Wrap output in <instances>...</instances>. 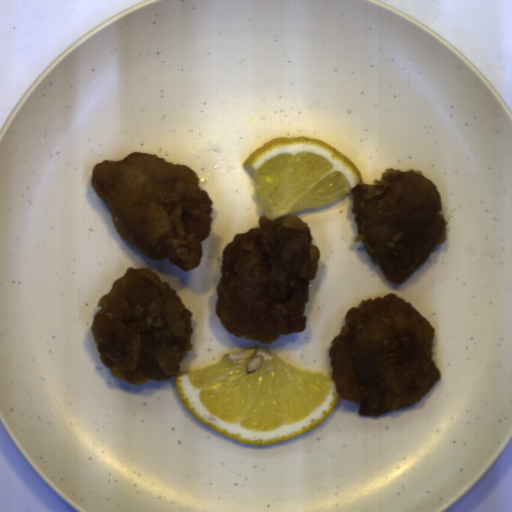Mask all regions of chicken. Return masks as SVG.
Segmentation results:
<instances>
[{"mask_svg": "<svg viewBox=\"0 0 512 512\" xmlns=\"http://www.w3.org/2000/svg\"><path fill=\"white\" fill-rule=\"evenodd\" d=\"M258 223L223 249L215 309L228 333L264 346L307 329L321 252L301 218L261 216Z\"/></svg>", "mask_w": 512, "mask_h": 512, "instance_id": "chicken-1", "label": "chicken"}, {"mask_svg": "<svg viewBox=\"0 0 512 512\" xmlns=\"http://www.w3.org/2000/svg\"><path fill=\"white\" fill-rule=\"evenodd\" d=\"M328 357L340 398L378 417L418 403L441 379L433 359L435 329L394 293L350 307Z\"/></svg>", "mask_w": 512, "mask_h": 512, "instance_id": "chicken-2", "label": "chicken"}, {"mask_svg": "<svg viewBox=\"0 0 512 512\" xmlns=\"http://www.w3.org/2000/svg\"><path fill=\"white\" fill-rule=\"evenodd\" d=\"M200 181L187 165L146 152L103 160L91 170V185L118 234L147 259H167L182 272L199 266L213 228L214 202Z\"/></svg>", "mask_w": 512, "mask_h": 512, "instance_id": "chicken-3", "label": "chicken"}, {"mask_svg": "<svg viewBox=\"0 0 512 512\" xmlns=\"http://www.w3.org/2000/svg\"><path fill=\"white\" fill-rule=\"evenodd\" d=\"M92 328L100 361L127 383L163 382L192 351L193 316L152 269L127 267L97 302Z\"/></svg>", "mask_w": 512, "mask_h": 512, "instance_id": "chicken-4", "label": "chicken"}, {"mask_svg": "<svg viewBox=\"0 0 512 512\" xmlns=\"http://www.w3.org/2000/svg\"><path fill=\"white\" fill-rule=\"evenodd\" d=\"M350 209L358 227L355 243L382 274L402 284L447 239L440 191L423 172L387 168L373 184L351 190Z\"/></svg>", "mask_w": 512, "mask_h": 512, "instance_id": "chicken-5", "label": "chicken"}]
</instances>
